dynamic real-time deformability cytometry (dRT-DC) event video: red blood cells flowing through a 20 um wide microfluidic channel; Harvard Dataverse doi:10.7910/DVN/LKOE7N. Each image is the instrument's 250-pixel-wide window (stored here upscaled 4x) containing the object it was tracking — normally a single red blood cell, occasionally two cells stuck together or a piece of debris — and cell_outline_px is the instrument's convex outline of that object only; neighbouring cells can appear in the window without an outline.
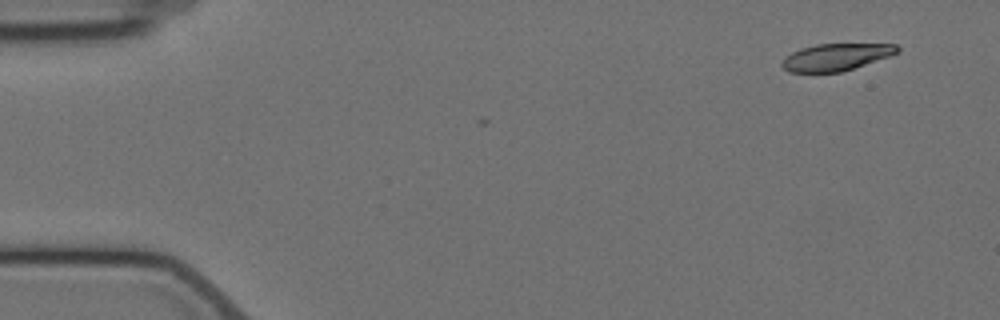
{"species": "Egyptian fruit bat (a non-hibernating species)", "species_latin": "Rousettus aegyptiacus", "temperature_condition": "cold", "stored_images_in_passage": 5, "camera_frame_rate_fps": 3000, "um_per_image_px": 0.085, "animal": {"sex": "female"}, "frame": {"image": 1, "passage_image": 1, "time_ms": 0.0, "image_size_px": [1000, 320], "cell_outline_px": [[900, 52], [840, 72], [788, 72], [780, 64], [792, 52], [800, 48], [816, 44], [896, 44], [900, 48]], "centroid_in_image_um": [71.05, 4.84], "position_along_channel_um": 13.9, "area_um2": 17.86}}
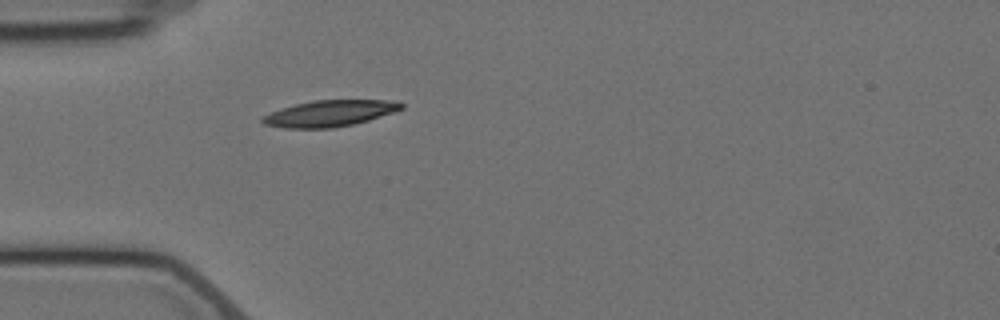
{"frame": {"image": 2, "passage_image": 5, "time_ms": 4.333, "image_size_px": [1000, 320], "cell_outline_px": [[404, 108], [368, 120], [352, 124], [332, 128], [284, 128], [264, 124], [260, 120], [264, 116], [280, 108], [312, 100], [384, 100], [404, 104]], "centroid_in_image_um": [27.98, 9.64], "position_along_channel_um": 57.0, "area_um2": 20.92}}